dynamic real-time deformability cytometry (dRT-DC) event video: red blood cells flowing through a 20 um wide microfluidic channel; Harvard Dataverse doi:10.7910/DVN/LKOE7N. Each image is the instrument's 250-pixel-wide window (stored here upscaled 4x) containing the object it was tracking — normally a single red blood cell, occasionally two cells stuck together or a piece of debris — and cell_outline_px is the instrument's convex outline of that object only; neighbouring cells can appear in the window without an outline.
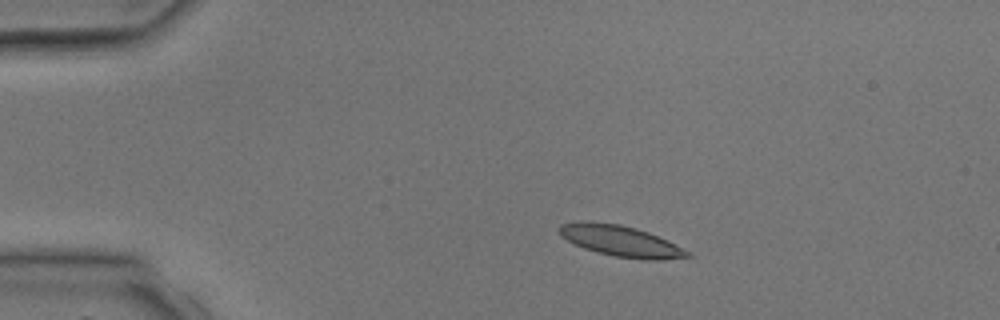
{"species": "common noctule bat (a hibernating species)", "species_latin": "Nyctalus noctula", "temperature_condition": "room temperature", "stored_images_in_passage": 2, "camera_frame_rate_fps": 3000, "um_per_image_px": 0.085, "animal": {"sex": "male", "body_mass_g": 17.9, "forearm_length_mm": 54.2}, "frame": {"image": 1, "passage_image": 1, "time_ms": 0.0, "image_size_px": [1000, 320], "cell_outline_px": [[692, 256], [660, 260], [644, 260], [616, 256], [584, 248], [568, 240], [560, 232], [560, 224], [588, 220], [620, 224], [636, 228], [648, 232], [668, 240], [692, 252]], "centroid_in_image_um": [52.83, 20.48], "position_along_channel_um": 32.2, "area_um2": 22.95}}